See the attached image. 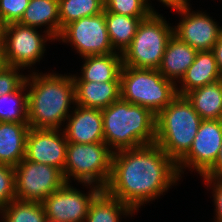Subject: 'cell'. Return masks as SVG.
Returning <instances> with one entry per match:
<instances>
[{"label": "cell", "mask_w": 222, "mask_h": 222, "mask_svg": "<svg viewBox=\"0 0 222 222\" xmlns=\"http://www.w3.org/2000/svg\"><path fill=\"white\" fill-rule=\"evenodd\" d=\"M180 176L176 163L157 145L114 151L104 189L134 212L167 191Z\"/></svg>", "instance_id": "cell-1"}, {"label": "cell", "mask_w": 222, "mask_h": 222, "mask_svg": "<svg viewBox=\"0 0 222 222\" xmlns=\"http://www.w3.org/2000/svg\"><path fill=\"white\" fill-rule=\"evenodd\" d=\"M27 89L24 82L16 91L0 96V122L28 123Z\"/></svg>", "instance_id": "cell-25"}, {"label": "cell", "mask_w": 222, "mask_h": 222, "mask_svg": "<svg viewBox=\"0 0 222 222\" xmlns=\"http://www.w3.org/2000/svg\"><path fill=\"white\" fill-rule=\"evenodd\" d=\"M101 111L104 142L113 152L155 143L156 115L151 110L120 97Z\"/></svg>", "instance_id": "cell-3"}, {"label": "cell", "mask_w": 222, "mask_h": 222, "mask_svg": "<svg viewBox=\"0 0 222 222\" xmlns=\"http://www.w3.org/2000/svg\"><path fill=\"white\" fill-rule=\"evenodd\" d=\"M203 120H222V79L184 95Z\"/></svg>", "instance_id": "cell-22"}, {"label": "cell", "mask_w": 222, "mask_h": 222, "mask_svg": "<svg viewBox=\"0 0 222 222\" xmlns=\"http://www.w3.org/2000/svg\"><path fill=\"white\" fill-rule=\"evenodd\" d=\"M197 50L172 36L165 48L161 64L157 69L164 78L176 84L193 64ZM177 78V79H176ZM179 78V79H178Z\"/></svg>", "instance_id": "cell-18"}, {"label": "cell", "mask_w": 222, "mask_h": 222, "mask_svg": "<svg viewBox=\"0 0 222 222\" xmlns=\"http://www.w3.org/2000/svg\"><path fill=\"white\" fill-rule=\"evenodd\" d=\"M188 0H176L167 7L181 14L182 20L173 28V36L187 43L197 51H210L214 48L222 26L204 12H191Z\"/></svg>", "instance_id": "cell-11"}, {"label": "cell", "mask_w": 222, "mask_h": 222, "mask_svg": "<svg viewBox=\"0 0 222 222\" xmlns=\"http://www.w3.org/2000/svg\"><path fill=\"white\" fill-rule=\"evenodd\" d=\"M5 62H4V56H3V51L2 48L0 47V70L4 67Z\"/></svg>", "instance_id": "cell-35"}, {"label": "cell", "mask_w": 222, "mask_h": 222, "mask_svg": "<svg viewBox=\"0 0 222 222\" xmlns=\"http://www.w3.org/2000/svg\"><path fill=\"white\" fill-rule=\"evenodd\" d=\"M24 26H46L48 33L57 40L61 33L58 0H30L21 20L18 22Z\"/></svg>", "instance_id": "cell-20"}, {"label": "cell", "mask_w": 222, "mask_h": 222, "mask_svg": "<svg viewBox=\"0 0 222 222\" xmlns=\"http://www.w3.org/2000/svg\"><path fill=\"white\" fill-rule=\"evenodd\" d=\"M59 132V129L30 128L26 140L25 159L58 168L63 172L68 142L64 132Z\"/></svg>", "instance_id": "cell-14"}, {"label": "cell", "mask_w": 222, "mask_h": 222, "mask_svg": "<svg viewBox=\"0 0 222 222\" xmlns=\"http://www.w3.org/2000/svg\"><path fill=\"white\" fill-rule=\"evenodd\" d=\"M30 0H0V20L5 26L18 23Z\"/></svg>", "instance_id": "cell-30"}, {"label": "cell", "mask_w": 222, "mask_h": 222, "mask_svg": "<svg viewBox=\"0 0 222 222\" xmlns=\"http://www.w3.org/2000/svg\"><path fill=\"white\" fill-rule=\"evenodd\" d=\"M212 52L214 54L217 67L222 74V32L217 40V42L214 45V48L212 49Z\"/></svg>", "instance_id": "cell-34"}, {"label": "cell", "mask_w": 222, "mask_h": 222, "mask_svg": "<svg viewBox=\"0 0 222 222\" xmlns=\"http://www.w3.org/2000/svg\"><path fill=\"white\" fill-rule=\"evenodd\" d=\"M159 1L162 2L164 5L168 6L176 0H159Z\"/></svg>", "instance_id": "cell-37"}, {"label": "cell", "mask_w": 222, "mask_h": 222, "mask_svg": "<svg viewBox=\"0 0 222 222\" xmlns=\"http://www.w3.org/2000/svg\"><path fill=\"white\" fill-rule=\"evenodd\" d=\"M119 52L106 55L84 57L82 75H72L74 81L107 82L120 81L122 54Z\"/></svg>", "instance_id": "cell-21"}, {"label": "cell", "mask_w": 222, "mask_h": 222, "mask_svg": "<svg viewBox=\"0 0 222 222\" xmlns=\"http://www.w3.org/2000/svg\"><path fill=\"white\" fill-rule=\"evenodd\" d=\"M73 115L67 118L63 129L68 143L104 142L102 111L76 105Z\"/></svg>", "instance_id": "cell-15"}, {"label": "cell", "mask_w": 222, "mask_h": 222, "mask_svg": "<svg viewBox=\"0 0 222 222\" xmlns=\"http://www.w3.org/2000/svg\"><path fill=\"white\" fill-rule=\"evenodd\" d=\"M222 79L212 50L198 51L193 64L187 69L181 79L180 89L176 87L177 95L184 96L188 92L214 83Z\"/></svg>", "instance_id": "cell-17"}, {"label": "cell", "mask_w": 222, "mask_h": 222, "mask_svg": "<svg viewBox=\"0 0 222 222\" xmlns=\"http://www.w3.org/2000/svg\"><path fill=\"white\" fill-rule=\"evenodd\" d=\"M222 144V120H203L189 151L176 163L179 176L183 168L203 176L213 165Z\"/></svg>", "instance_id": "cell-13"}, {"label": "cell", "mask_w": 222, "mask_h": 222, "mask_svg": "<svg viewBox=\"0 0 222 222\" xmlns=\"http://www.w3.org/2000/svg\"><path fill=\"white\" fill-rule=\"evenodd\" d=\"M28 125L35 129H60L68 118L71 103H76L72 75L36 74L26 76ZM30 85V86H29ZM63 121V122H62Z\"/></svg>", "instance_id": "cell-2"}, {"label": "cell", "mask_w": 222, "mask_h": 222, "mask_svg": "<svg viewBox=\"0 0 222 222\" xmlns=\"http://www.w3.org/2000/svg\"><path fill=\"white\" fill-rule=\"evenodd\" d=\"M204 182L207 183L208 186H211L213 190V199L215 204V212H216V221L222 222V179L219 178H204Z\"/></svg>", "instance_id": "cell-32"}, {"label": "cell", "mask_w": 222, "mask_h": 222, "mask_svg": "<svg viewBox=\"0 0 222 222\" xmlns=\"http://www.w3.org/2000/svg\"><path fill=\"white\" fill-rule=\"evenodd\" d=\"M69 184L65 183L42 202L48 222H85L92 201L102 191L91 185L89 194H83Z\"/></svg>", "instance_id": "cell-12"}, {"label": "cell", "mask_w": 222, "mask_h": 222, "mask_svg": "<svg viewBox=\"0 0 222 222\" xmlns=\"http://www.w3.org/2000/svg\"><path fill=\"white\" fill-rule=\"evenodd\" d=\"M173 27L156 11L141 21L130 45L122 53V66L158 69Z\"/></svg>", "instance_id": "cell-7"}, {"label": "cell", "mask_w": 222, "mask_h": 222, "mask_svg": "<svg viewBox=\"0 0 222 222\" xmlns=\"http://www.w3.org/2000/svg\"><path fill=\"white\" fill-rule=\"evenodd\" d=\"M75 105L103 110L121 97L120 81H74Z\"/></svg>", "instance_id": "cell-16"}, {"label": "cell", "mask_w": 222, "mask_h": 222, "mask_svg": "<svg viewBox=\"0 0 222 222\" xmlns=\"http://www.w3.org/2000/svg\"><path fill=\"white\" fill-rule=\"evenodd\" d=\"M132 213L134 211L127 204L102 190L92 201L85 221L119 222L121 214L126 216L130 214L132 216Z\"/></svg>", "instance_id": "cell-24"}, {"label": "cell", "mask_w": 222, "mask_h": 222, "mask_svg": "<svg viewBox=\"0 0 222 222\" xmlns=\"http://www.w3.org/2000/svg\"><path fill=\"white\" fill-rule=\"evenodd\" d=\"M104 10L137 18H148L154 12L148 0H104Z\"/></svg>", "instance_id": "cell-28"}, {"label": "cell", "mask_w": 222, "mask_h": 222, "mask_svg": "<svg viewBox=\"0 0 222 222\" xmlns=\"http://www.w3.org/2000/svg\"><path fill=\"white\" fill-rule=\"evenodd\" d=\"M104 16L112 48L121 54L132 42L141 21L146 19L115 14L106 10H104Z\"/></svg>", "instance_id": "cell-23"}, {"label": "cell", "mask_w": 222, "mask_h": 222, "mask_svg": "<svg viewBox=\"0 0 222 222\" xmlns=\"http://www.w3.org/2000/svg\"><path fill=\"white\" fill-rule=\"evenodd\" d=\"M19 67L4 65L0 70V96L16 91L24 82L26 76L20 74Z\"/></svg>", "instance_id": "cell-31"}, {"label": "cell", "mask_w": 222, "mask_h": 222, "mask_svg": "<svg viewBox=\"0 0 222 222\" xmlns=\"http://www.w3.org/2000/svg\"><path fill=\"white\" fill-rule=\"evenodd\" d=\"M28 123L0 122V164L17 166L25 158Z\"/></svg>", "instance_id": "cell-19"}, {"label": "cell", "mask_w": 222, "mask_h": 222, "mask_svg": "<svg viewBox=\"0 0 222 222\" xmlns=\"http://www.w3.org/2000/svg\"><path fill=\"white\" fill-rule=\"evenodd\" d=\"M202 121L187 98L177 95L156 115L155 144L177 163L189 151Z\"/></svg>", "instance_id": "cell-4"}, {"label": "cell", "mask_w": 222, "mask_h": 222, "mask_svg": "<svg viewBox=\"0 0 222 222\" xmlns=\"http://www.w3.org/2000/svg\"><path fill=\"white\" fill-rule=\"evenodd\" d=\"M61 31L69 23L83 17L100 14L104 0H58Z\"/></svg>", "instance_id": "cell-27"}, {"label": "cell", "mask_w": 222, "mask_h": 222, "mask_svg": "<svg viewBox=\"0 0 222 222\" xmlns=\"http://www.w3.org/2000/svg\"><path fill=\"white\" fill-rule=\"evenodd\" d=\"M15 199L16 191L14 167L0 164V211Z\"/></svg>", "instance_id": "cell-29"}, {"label": "cell", "mask_w": 222, "mask_h": 222, "mask_svg": "<svg viewBox=\"0 0 222 222\" xmlns=\"http://www.w3.org/2000/svg\"><path fill=\"white\" fill-rule=\"evenodd\" d=\"M202 177L222 179V144L220 146L214 165Z\"/></svg>", "instance_id": "cell-33"}, {"label": "cell", "mask_w": 222, "mask_h": 222, "mask_svg": "<svg viewBox=\"0 0 222 222\" xmlns=\"http://www.w3.org/2000/svg\"><path fill=\"white\" fill-rule=\"evenodd\" d=\"M14 170L16 200L43 202L66 183L60 169L25 158Z\"/></svg>", "instance_id": "cell-9"}, {"label": "cell", "mask_w": 222, "mask_h": 222, "mask_svg": "<svg viewBox=\"0 0 222 222\" xmlns=\"http://www.w3.org/2000/svg\"><path fill=\"white\" fill-rule=\"evenodd\" d=\"M3 28H4V25L2 24L0 20V47L2 46Z\"/></svg>", "instance_id": "cell-36"}, {"label": "cell", "mask_w": 222, "mask_h": 222, "mask_svg": "<svg viewBox=\"0 0 222 222\" xmlns=\"http://www.w3.org/2000/svg\"><path fill=\"white\" fill-rule=\"evenodd\" d=\"M0 213L3 222H48L42 202L12 200Z\"/></svg>", "instance_id": "cell-26"}, {"label": "cell", "mask_w": 222, "mask_h": 222, "mask_svg": "<svg viewBox=\"0 0 222 222\" xmlns=\"http://www.w3.org/2000/svg\"><path fill=\"white\" fill-rule=\"evenodd\" d=\"M112 155L105 142L68 143L62 172L64 180L69 183L72 176L85 186L95 184L104 190L111 177Z\"/></svg>", "instance_id": "cell-6"}, {"label": "cell", "mask_w": 222, "mask_h": 222, "mask_svg": "<svg viewBox=\"0 0 222 222\" xmlns=\"http://www.w3.org/2000/svg\"><path fill=\"white\" fill-rule=\"evenodd\" d=\"M48 39L54 40L48 33L41 36L35 27L19 23L5 25L1 46L5 65L21 69L31 67L42 58Z\"/></svg>", "instance_id": "cell-8"}, {"label": "cell", "mask_w": 222, "mask_h": 222, "mask_svg": "<svg viewBox=\"0 0 222 222\" xmlns=\"http://www.w3.org/2000/svg\"><path fill=\"white\" fill-rule=\"evenodd\" d=\"M58 39L74 45L81 57L118 52L112 48L104 10L100 14L69 23L62 29Z\"/></svg>", "instance_id": "cell-10"}, {"label": "cell", "mask_w": 222, "mask_h": 222, "mask_svg": "<svg viewBox=\"0 0 222 222\" xmlns=\"http://www.w3.org/2000/svg\"><path fill=\"white\" fill-rule=\"evenodd\" d=\"M176 87L157 69L122 66L120 71L121 98L145 107L155 115L177 96Z\"/></svg>", "instance_id": "cell-5"}]
</instances>
